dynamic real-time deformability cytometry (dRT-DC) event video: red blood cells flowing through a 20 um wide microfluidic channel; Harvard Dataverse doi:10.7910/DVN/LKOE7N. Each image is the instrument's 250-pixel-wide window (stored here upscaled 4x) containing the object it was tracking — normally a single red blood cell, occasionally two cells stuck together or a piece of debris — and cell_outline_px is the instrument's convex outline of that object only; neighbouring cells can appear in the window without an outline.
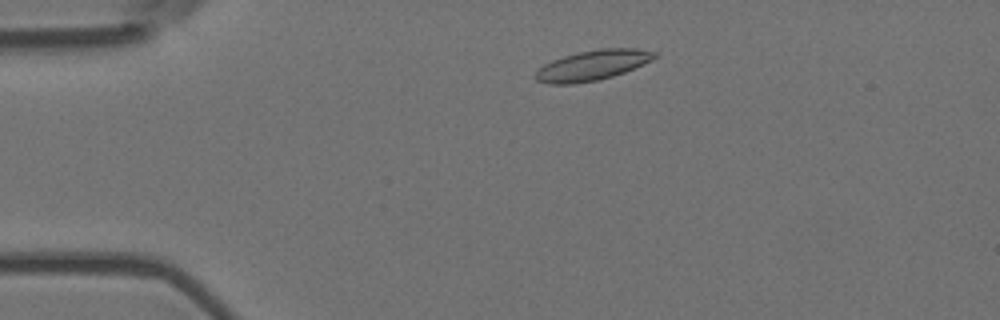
{"species": "Egyptian fruit bat (a non-hibernating species)", "species_latin": "Rousettus aegyptiacus", "temperature_condition": "room temperature", "stored_images_in_passage": 50, "camera_frame_rate_fps": 3000, "um_per_image_px": 0.085, "animal": {"sex": "female"}, "frame": {"image": 1, "passage_image": 6, "time_ms": 1.667, "image_size_px": [1000, 320], "cell_outline_px": [[656, 56], [652, 60], [624, 72], [600, 80], [572, 84], [548, 84], [536, 80], [536, 72], [544, 64], [552, 60], [564, 56], [580, 52], [600, 48], [636, 48], [656, 52]], "centroid_in_image_um": [50.36, 5.55], "position_along_channel_um": 34.6, "area_um2": 20.75}}
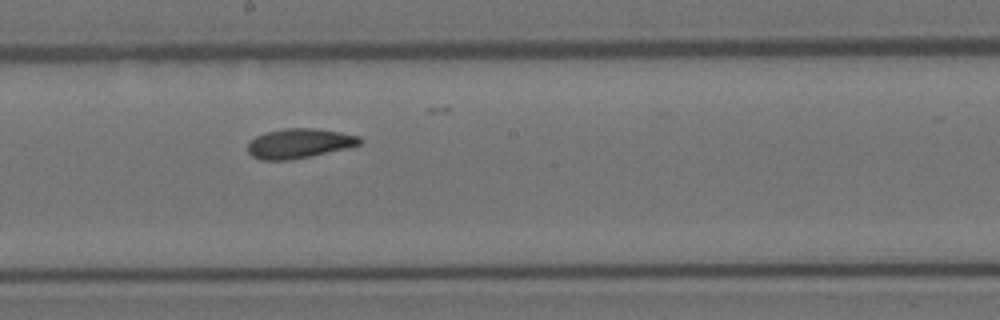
{"frame": {"image": 2, "passage_image": 25, "time_ms": 8.0, "image_size_px": [1000, 320], "cell_outline_px": [[364, 140], [360, 144], [348, 148], [288, 160], [260, 160], [252, 156], [248, 152], [248, 144], [256, 136], [268, 132], [284, 128], [316, 128], [340, 132], [360, 136]], "centroid_in_image_um": [25.46, 12.18], "position_along_channel_um": 222.7, "area_um2": 19.25}}
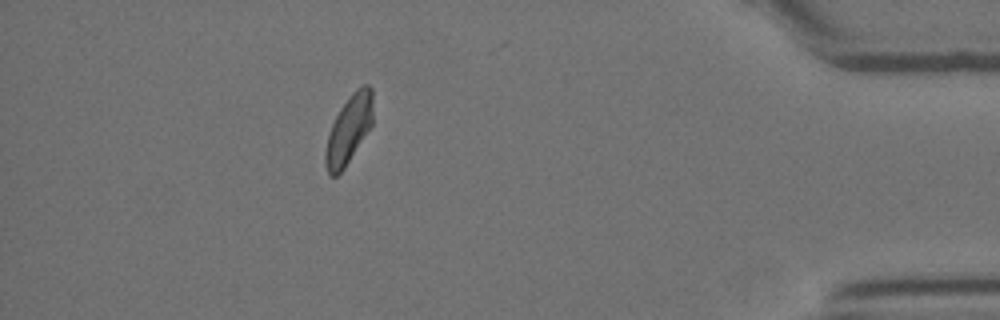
{"frame": {"image": 3, "passage_image": 44, "time_ms": 14.333, "image_size_px": [1000, 320], "cell_outline_px": [[372, 124], [344, 168], [336, 176], [328, 176], [324, 164], [324, 152], [328, 136], [332, 124], [340, 108], [352, 92], [356, 88], [364, 84], [368, 84], [372, 88]], "centroid_in_image_um": [29.62, 11.01], "position_along_channel_um": 405.6, "area_um2": 18.79}, "authors_computed_cell_mechanics": {"area_um2": 19.3052, "velocity_mm_per_s": 3.6542, "shape_relaxation_time_tau1_ms": null, "shape_relaxation_time_tau2_ms": 2.6322, "deformation_change_tau1": null, "deformation_change_tau2": 0.0774}}